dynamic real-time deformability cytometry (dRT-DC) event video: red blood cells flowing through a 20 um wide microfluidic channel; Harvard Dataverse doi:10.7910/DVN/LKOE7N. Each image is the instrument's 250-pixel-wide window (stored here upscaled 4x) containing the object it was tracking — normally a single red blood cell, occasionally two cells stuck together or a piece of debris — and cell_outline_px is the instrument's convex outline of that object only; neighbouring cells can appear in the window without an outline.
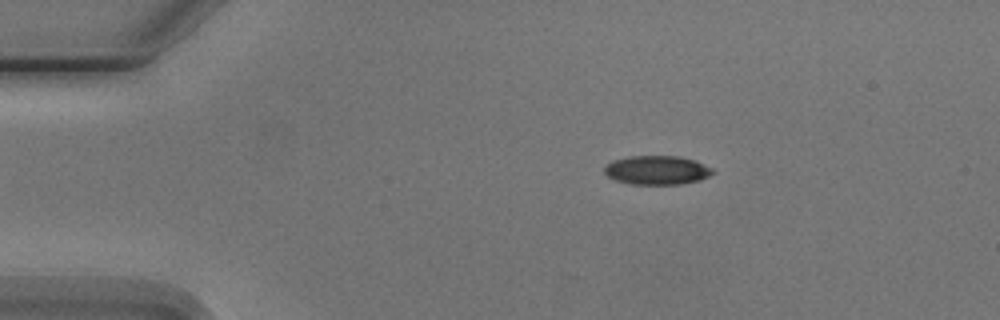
{"species": "Egyptian fruit bat (a non-hibernating species)", "species_latin": "Rousettus aegyptiacus", "temperature_condition": "cold", "stored_images_in_passage": 5, "camera_frame_rate_fps": 3000, "um_per_image_px": 0.085, "animal": {"sex": "male"}, "frame": {"image": 1, "passage_image": 3, "time_ms": 2.333, "image_size_px": [1000, 320], "cell_outline_px": [[716, 172], [700, 180], [680, 184], [632, 184], [616, 180], [608, 176], [604, 172], [604, 168], [612, 160], [628, 156], [680, 156], [696, 160], [712, 168]], "centroid_in_image_um": [55.87, 14.45], "position_along_channel_um": 29.1, "area_um2": 18.32}}